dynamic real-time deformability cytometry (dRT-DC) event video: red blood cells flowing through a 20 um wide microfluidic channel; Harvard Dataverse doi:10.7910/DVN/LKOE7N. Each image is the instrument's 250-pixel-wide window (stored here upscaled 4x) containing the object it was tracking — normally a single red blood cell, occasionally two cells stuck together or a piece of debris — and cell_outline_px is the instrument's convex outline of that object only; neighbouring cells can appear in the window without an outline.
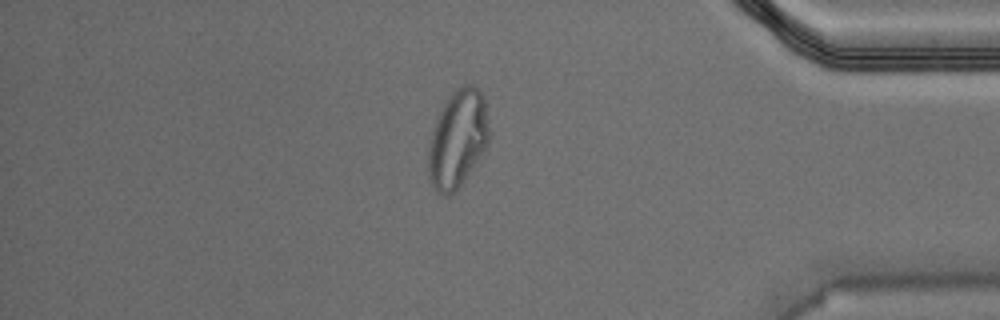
{"species": "Egyptian fruit bat (a non-hibernating species)", "species_latin": "Rousettus aegyptiacus", "temperature_condition": "warm", "stored_images_in_passage": 47, "camera_frame_rate_fps": 3000, "um_per_image_px": 0.085, "animal": {"sex": "male"}, "frame": {"image": 1, "passage_image": 40, "time_ms": 13.0, "image_size_px": [1000, 320], "cell_outline_px": [[488, 144], [484, 152], [464, 180], [448, 196], [440, 192], [432, 184], [428, 176], [428, 144], [440, 108], [452, 92], [456, 88], [464, 84], [472, 84], [484, 96], [488, 124]], "centroid_in_image_um": [38.9, 11.77], "position_along_channel_um": 396.3, "area_um2": 34.28}}